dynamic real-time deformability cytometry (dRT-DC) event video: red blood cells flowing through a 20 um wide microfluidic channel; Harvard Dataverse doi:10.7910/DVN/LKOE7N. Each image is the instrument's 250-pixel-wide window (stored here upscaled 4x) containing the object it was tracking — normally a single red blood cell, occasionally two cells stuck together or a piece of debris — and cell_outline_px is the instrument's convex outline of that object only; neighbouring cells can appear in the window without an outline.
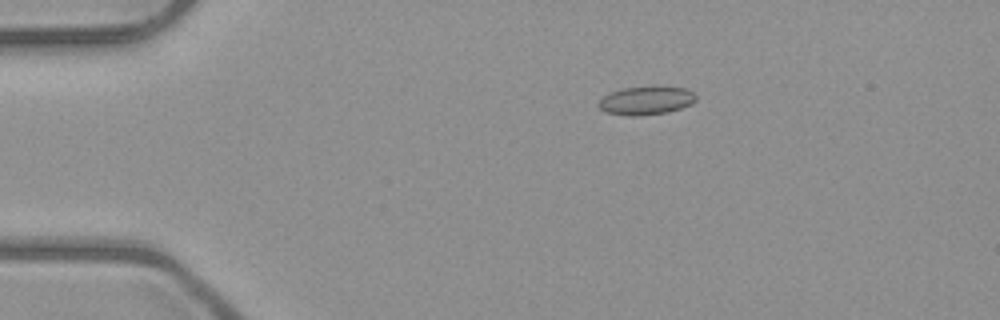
{"species": "common noctule bat (a hibernating species)", "species_latin": "Nyctalus noctula", "temperature_condition": "room temperature", "stored_images_in_passage": 3, "camera_frame_rate_fps": 3000, "um_per_image_px": 0.085, "animal": {"sex": "male", "body_mass_g": 23.1, "forearm_length_mm": 52.7}, "frame": {"image": 1, "passage_image": 1, "time_ms": 0.0, "image_size_px": [1000, 320], "cell_outline_px": [[696, 100], [692, 104], [668, 112], [636, 116], [632, 116], [604, 112], [596, 104], [604, 96], [612, 92], [624, 88], [688, 88], [696, 96]], "centroid_in_image_um": [54.91, 8.57], "position_along_channel_um": 30.1, "area_um2": 15.66}}